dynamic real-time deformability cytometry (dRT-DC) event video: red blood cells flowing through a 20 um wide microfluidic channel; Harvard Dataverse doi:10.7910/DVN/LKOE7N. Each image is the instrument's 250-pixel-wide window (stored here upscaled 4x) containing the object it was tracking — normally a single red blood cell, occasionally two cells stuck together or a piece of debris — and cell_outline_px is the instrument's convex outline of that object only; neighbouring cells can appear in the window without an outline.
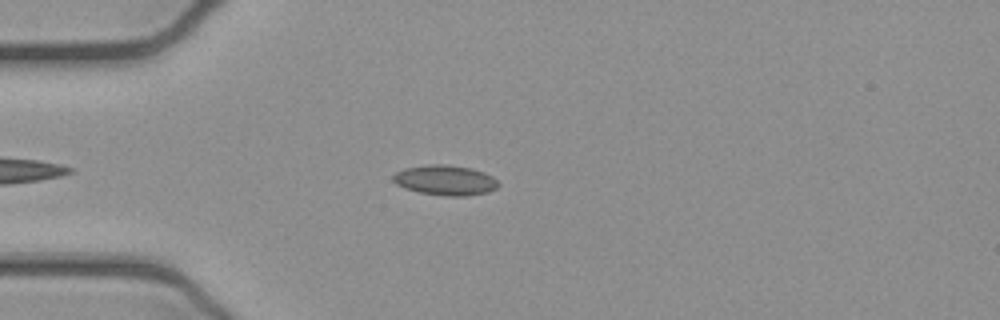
{"species": "common noctule bat (a hibernating species)", "species_latin": "Nyctalus noctula", "temperature_condition": "cold", "stored_images_in_passage": 47, "camera_frame_rate_fps": 3000, "um_per_image_px": 0.085, "animal": {"sex": "female", "body_mass_g": 21.9}, "frame": {"image": 1, "passage_image": 9, "time_ms": 2.667, "image_size_px": [1000, 320], "cell_outline_px": [[500, 184], [496, 188], [488, 192], [468, 196], [444, 196], [420, 192], [404, 188], [396, 184], [392, 180], [392, 176], [396, 172], [404, 168], [428, 164], [444, 164], [472, 168], [484, 172], [492, 176]], "centroid_in_image_um": [37.84, 15.31], "position_along_channel_um": 47.2, "area_um2": 18.61}}
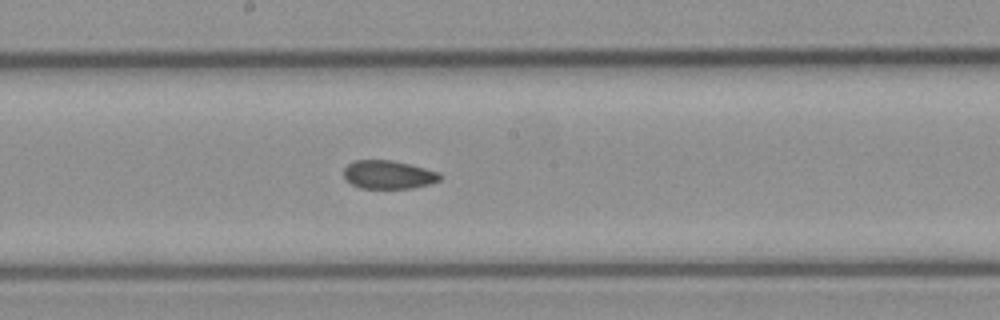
{"frame": {"image": 2, "passage_image": 23, "time_ms": 7.333, "image_size_px": [1000, 320], "cell_outline_px": [[444, 176], [440, 180], [428, 184], [412, 188], [360, 188], [352, 184], [344, 176], [344, 168], [348, 164], [356, 160], [392, 160], [440, 172]], "centroid_in_image_um": [33.04, 14.84], "position_along_channel_um": 215.2, "area_um2": 15.84}}
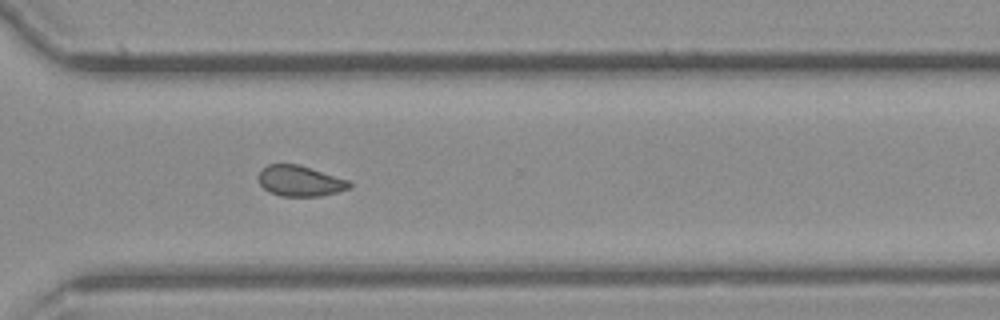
{"frame": {"image": 3, "passage_image": 33, "time_ms": 10.667, "image_size_px": [1000, 320], "cell_outline_px": [[352, 188], [320, 196], [280, 196], [268, 192], [260, 184], [256, 176], [260, 168], [268, 164], [300, 164], [348, 180], [352, 184]], "centroid_in_image_um": [25.45, 15.37], "position_along_channel_um": 345.1, "area_um2": 16.53}, "authors_computed_cell_mechanics": {"area_um2": 16.9354, "velocity_mm_per_s": 3.9092, "shape_relaxation_time_tau1_ms": null, "shape_relaxation_time_tau2_ms": 2.7988, "deformation_change_tau1": null, "deformation_change_tau2": 0.0697}}